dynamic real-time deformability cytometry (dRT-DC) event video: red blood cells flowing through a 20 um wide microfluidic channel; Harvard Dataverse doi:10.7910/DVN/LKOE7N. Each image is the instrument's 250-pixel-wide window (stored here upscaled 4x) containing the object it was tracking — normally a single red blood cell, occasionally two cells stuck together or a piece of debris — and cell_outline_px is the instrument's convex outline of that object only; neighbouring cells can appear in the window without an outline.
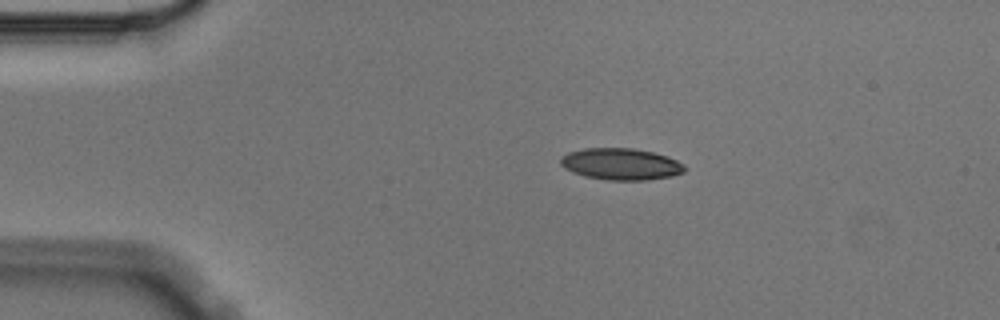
{"species": "Egyptian fruit bat (a non-hibernating species)", "species_latin": "Rousettus aegyptiacus", "temperature_condition": "cold", "stored_images_in_passage": 5, "camera_frame_rate_fps": 3000, "um_per_image_px": 0.085, "animal": {"sex": "male"}, "frame": {"image": 1, "passage_image": 2, "time_ms": 0.333, "image_size_px": [1000, 320], "cell_outline_px": [[688, 168], [684, 172], [672, 176], [648, 180], [608, 180], [584, 176], [572, 172], [564, 168], [560, 164], [560, 160], [568, 152], [584, 148], [636, 148], [668, 156], [684, 164]], "centroid_in_image_um": [52.8, 13.95], "position_along_channel_um": 32.2, "area_um2": 23.06}}
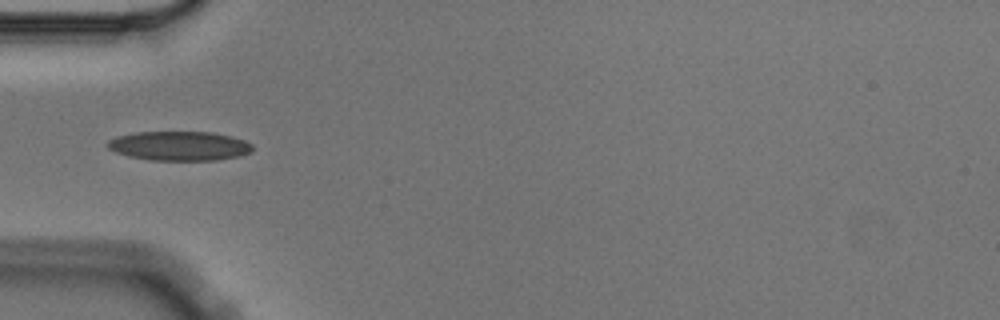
{"frame": {"image": 2, "passage_image": 4, "time_ms": 1.0, "image_size_px": [1000, 320], "cell_outline_px": [[252, 152], [240, 156], [216, 160], [148, 160], [128, 156], [116, 152], [108, 148], [104, 144], [108, 140], [116, 136], [136, 132], [212, 132], [232, 136], [244, 140], [252, 144]], "centroid_in_image_um": [15.23, 12.4], "position_along_channel_um": 69.8, "area_um2": 24.97}}
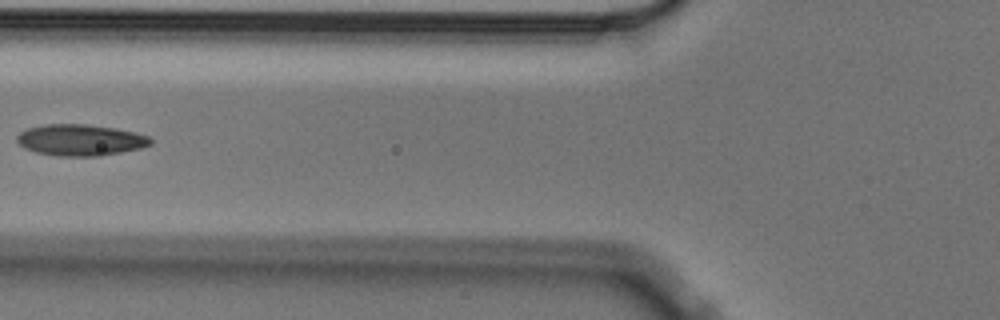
{"frame": {"image": 3, "passage_image": 5, "time_ms": 1.333, "image_size_px": [1000, 320], "cell_outline_px": [[152, 144], [140, 148], [100, 156], [56, 156], [36, 152], [24, 148], [16, 140], [16, 136], [20, 132], [28, 128], [44, 124], [88, 124], [116, 128], [136, 132], [148, 136], [152, 140]], "centroid_in_image_um": [6.83, 11.9], "position_along_channel_um": 119.0, "area_um2": 24.51}}